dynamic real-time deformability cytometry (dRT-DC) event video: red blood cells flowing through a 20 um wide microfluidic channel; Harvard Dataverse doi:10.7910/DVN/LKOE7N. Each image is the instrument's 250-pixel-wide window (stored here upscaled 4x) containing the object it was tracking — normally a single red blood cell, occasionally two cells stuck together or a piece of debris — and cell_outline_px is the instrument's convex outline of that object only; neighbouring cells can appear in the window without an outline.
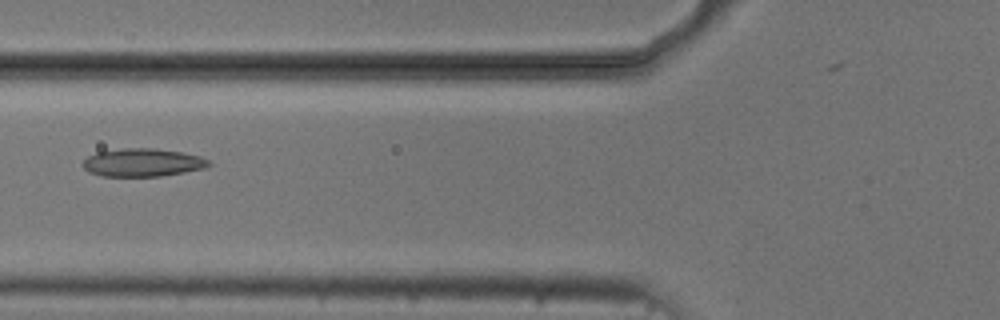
{"species": "common noctule bat (a hibernating species)", "species_latin": "Nyctalus noctula", "temperature_condition": "cold", "stored_images_in_passage": 8, "camera_frame_rate_fps": 3000, "um_per_image_px": 0.085, "animal": {"sex": "male", "body_mass_g": 20.5, "forearm_length_mm": 52.5}, "frame": {"image": 1, "passage_image": 5, "time_ms": 5.0, "image_size_px": [1000, 320], "cell_outline_px": [[212, 164], [208, 168], [160, 176], [100, 176], [88, 172], [80, 164], [88, 156], [96, 152], [124, 148], [152, 148], [180, 152], [200, 156], [208, 160]], "centroid_in_image_um": [12.11, 13.82], "position_along_channel_um": 113.7, "area_um2": 20.69}}
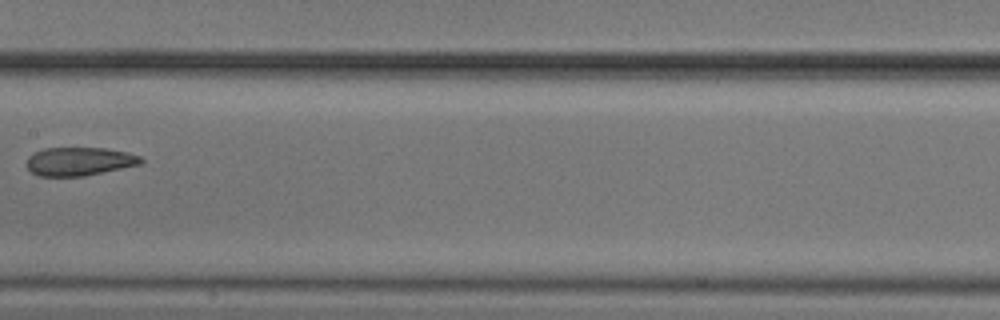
{"frame": {"image": 2, "passage_image": 7, "time_ms": 7.333, "image_size_px": [1000, 320], "cell_outline_px": [[144, 160], [140, 164], [84, 176], [40, 176], [32, 172], [24, 164], [28, 156], [44, 148], [104, 148], [128, 152], [140, 156]], "centroid_in_image_um": [6.72, 13.71], "position_along_channel_um": 200.7, "area_um2": 18.9}}
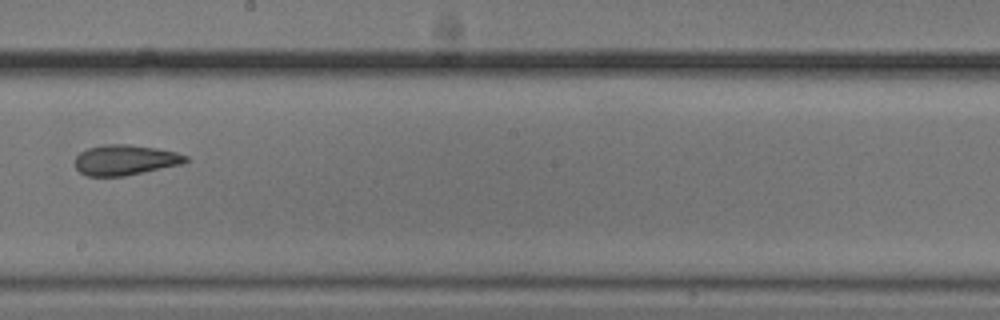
{"frame": {"image": 3, "passage_image": 8, "time_ms": 8.333, "image_size_px": [1000, 320], "cell_outline_px": [[188, 160], [184, 164], [124, 176], [88, 176], [80, 172], [76, 168], [76, 156], [80, 152], [88, 148], [108, 144], [128, 144], [156, 148], [176, 152], [188, 156]], "centroid_in_image_um": [10.67, 13.6], "position_along_channel_um": 237.5, "area_um2": 19.54}}